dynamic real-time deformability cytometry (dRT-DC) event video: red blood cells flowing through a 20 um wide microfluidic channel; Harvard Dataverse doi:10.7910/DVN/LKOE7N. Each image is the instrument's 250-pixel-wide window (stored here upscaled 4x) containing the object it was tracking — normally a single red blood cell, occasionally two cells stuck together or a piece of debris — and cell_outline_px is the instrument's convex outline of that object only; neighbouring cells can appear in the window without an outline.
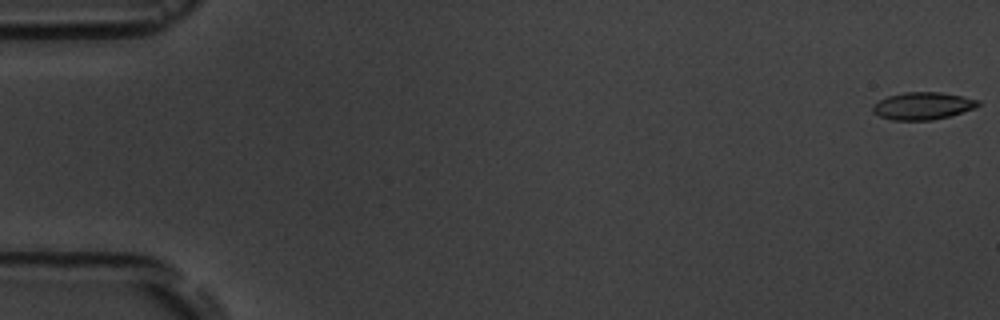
{"species": "common noctule bat (a hibernating species)", "species_latin": "Nyctalus noctula", "temperature_condition": "room temperature", "stored_images_in_passage": 7, "camera_frame_rate_fps": 3000, "um_per_image_px": 0.085, "animal": {"sex": "male", "body_mass_g": 19.5, "forearm_length_mm": 54.6}, "frame": {"image": 1, "passage_image": 1, "time_ms": 0.0, "image_size_px": [1000, 320], "cell_outline_px": [[980, 104], [976, 108], [948, 116], [932, 120], [892, 120], [880, 116], [872, 112], [872, 104], [888, 96], [904, 92], [940, 92], [964, 96], [980, 100]], "centroid_in_image_um": [78.44, 8.99], "position_along_channel_um": 6.6, "area_um2": 16.88}}
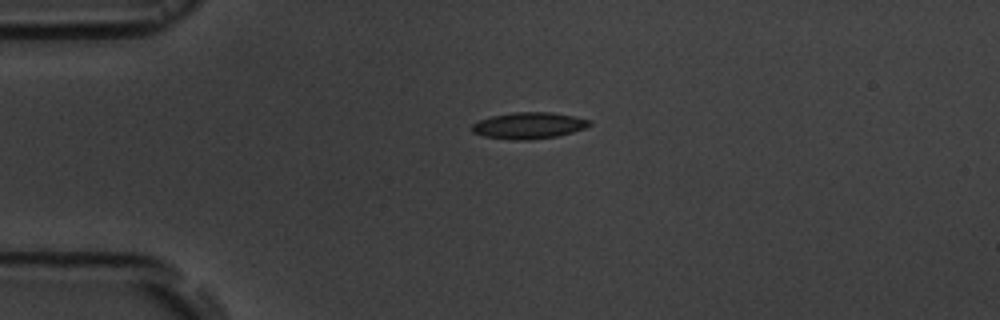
{"frame": {"image": 2, "passage_image": 5, "time_ms": 4.333, "image_size_px": [1000, 320], "cell_outline_px": [[592, 124], [584, 128], [572, 132], [556, 136], [532, 140], [512, 140], [484, 136], [472, 132], [472, 124], [480, 120], [492, 116], [512, 112], [552, 112], [572, 116], [588, 120]], "centroid_in_image_um": [44.92, 10.67], "position_along_channel_um": 40.1, "area_um2": 17.98}}
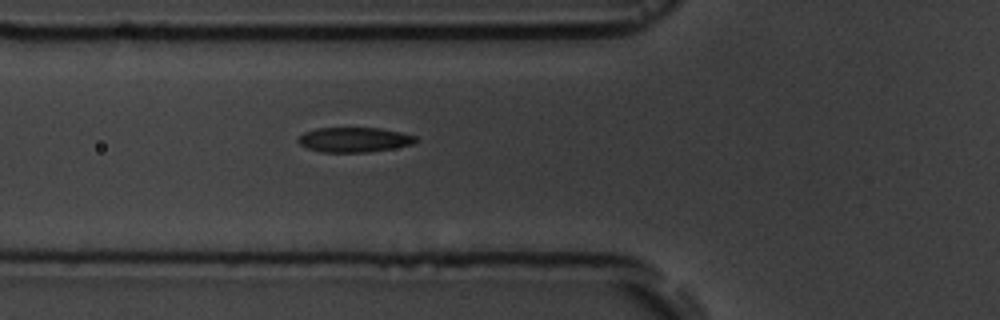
{"frame": {"image": 3, "passage_image": 7, "time_ms": 6.667, "image_size_px": [1000, 320], "cell_outline_px": [[416, 140], [412, 144], [392, 148], [368, 152], [320, 152], [308, 148], [300, 144], [296, 140], [304, 132], [316, 128], [380, 128], [400, 132], [416, 136]], "centroid_in_image_um": [30.07, 11.87], "position_along_channel_um": 95.7, "area_um2": 16.88}}